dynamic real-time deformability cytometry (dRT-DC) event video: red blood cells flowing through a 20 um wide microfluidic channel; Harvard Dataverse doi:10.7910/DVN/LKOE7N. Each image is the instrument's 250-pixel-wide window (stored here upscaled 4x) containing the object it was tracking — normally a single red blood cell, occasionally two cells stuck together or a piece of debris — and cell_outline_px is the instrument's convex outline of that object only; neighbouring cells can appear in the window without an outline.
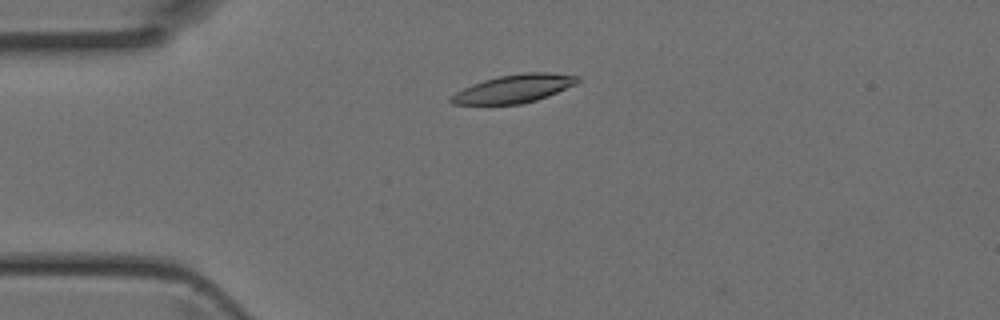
{"species": "Egyptian fruit bat (a non-hibernating species)", "species_latin": "Rousettus aegyptiacus", "temperature_condition": "room temperature", "stored_images_in_passage": 4, "camera_frame_rate_fps": 3000, "um_per_image_px": 0.085, "animal": {"sex": "female"}, "frame": {"image": 1, "passage_image": 2, "time_ms": 0.333, "image_size_px": [1000, 320], "cell_outline_px": [[580, 80], [576, 84], [548, 96], [536, 100], [520, 104], [452, 104], [448, 100], [456, 92], [472, 84], [484, 80], [500, 76], [524, 72], [548, 72], [580, 76]], "centroid_in_image_um": [43.72, 7.53], "position_along_channel_um": 41.3, "area_um2": 20.63}}